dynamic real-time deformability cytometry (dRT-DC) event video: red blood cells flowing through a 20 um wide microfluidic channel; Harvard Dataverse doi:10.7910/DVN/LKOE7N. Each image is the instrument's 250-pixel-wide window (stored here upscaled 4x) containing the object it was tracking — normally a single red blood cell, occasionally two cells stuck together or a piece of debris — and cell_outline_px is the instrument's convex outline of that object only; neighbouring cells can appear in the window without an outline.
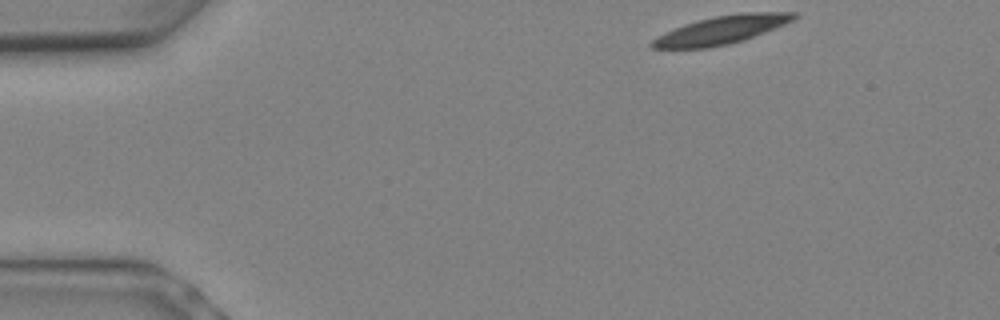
{"species": "Egyptian fruit bat (a non-hibernating species)", "species_latin": "Rousettus aegyptiacus", "temperature_condition": "warm", "stored_images_in_passage": 6, "camera_frame_rate_fps": 3000, "um_per_image_px": 0.085, "animal": {"sex": "female"}, "frame": {"image": 1, "passage_image": 1, "time_ms": 0.0, "image_size_px": [1000, 320], "cell_outline_px": [[796, 16], [792, 20], [784, 24], [744, 40], [728, 44], [708, 48], [652, 48], [648, 44], [656, 36], [684, 24], [716, 16], [740, 12], [796, 12]], "centroid_in_image_um": [61.28, 2.55], "position_along_channel_um": 23.7, "area_um2": 23.0}}
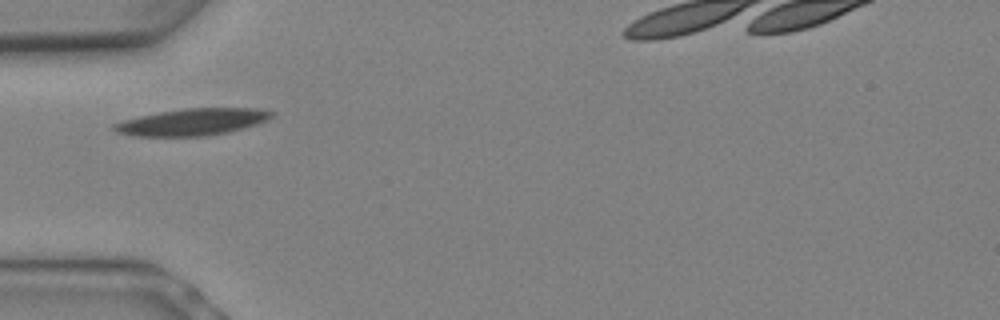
{"frame": {"image": 2, "passage_image": 5, "time_ms": 1.333, "image_size_px": [1000, 320], "cell_outline_px": [[276, 116], [268, 120], [256, 124], [228, 132], [208, 136], [132, 136], [116, 132], [112, 128], [112, 124], [124, 120], [140, 116], [160, 112], [184, 108], [260, 108], [276, 112]], "centroid_in_image_um": [16.4, 10.36], "position_along_channel_um": 68.6, "area_um2": 24.8}}
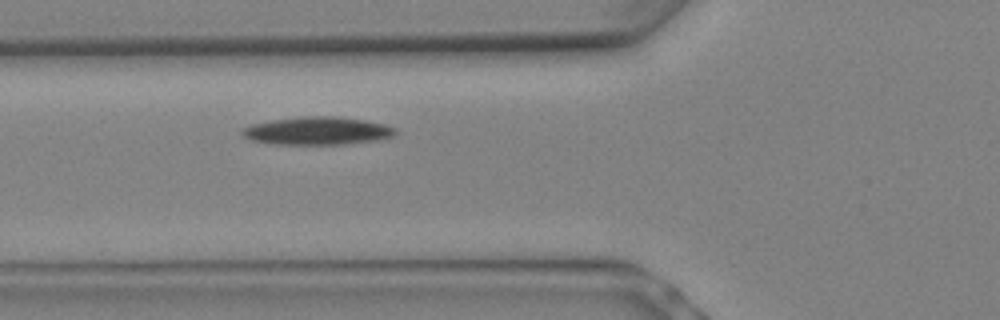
{"frame": {"image": 3, "passage_image": 6, "time_ms": 1.667, "image_size_px": [1000, 320], "cell_outline_px": [[396, 132], [392, 136], [380, 140], [344, 144], [276, 144], [252, 140], [244, 136], [240, 132], [244, 128], [252, 124], [272, 120], [304, 116], [332, 116], [364, 120], [384, 124], [396, 128]], "centroid_in_image_um": [27.0, 11.12], "position_along_channel_um": 98.8, "area_um2": 24.74}}